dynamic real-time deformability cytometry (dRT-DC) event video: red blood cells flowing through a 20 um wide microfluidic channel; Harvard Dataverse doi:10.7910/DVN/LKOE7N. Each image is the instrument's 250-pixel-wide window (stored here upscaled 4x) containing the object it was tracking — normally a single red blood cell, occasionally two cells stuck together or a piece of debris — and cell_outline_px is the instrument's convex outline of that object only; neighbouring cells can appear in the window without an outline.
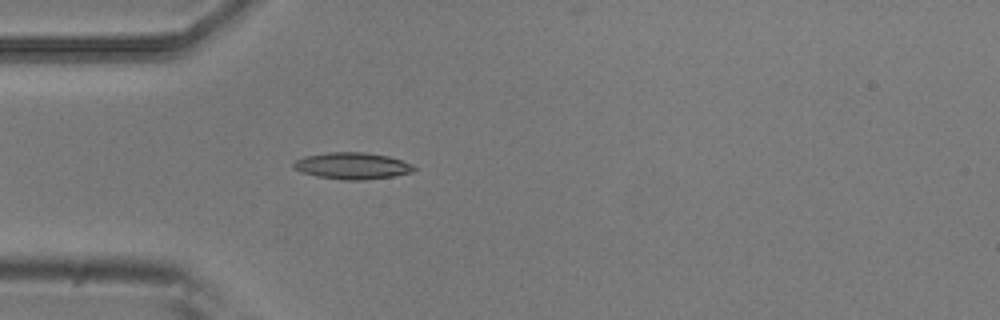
{"species": "common noctule bat (a hibernating species)", "species_latin": "Nyctalus noctula", "temperature_condition": "room temperature", "stored_images_in_passage": 5, "camera_frame_rate_fps": 3000, "um_per_image_px": 0.085, "animal": {"sex": "male", "body_mass_g": 20.5, "forearm_length_mm": 52.5}, "frame": {"image": 1, "passage_image": 5, "time_ms": 1.333, "image_size_px": [1000, 320], "cell_outline_px": [[416, 168], [412, 172], [396, 176], [364, 180], [344, 180], [316, 176], [300, 172], [292, 168], [292, 164], [296, 160], [304, 156], [328, 152], [364, 152], [388, 156], [412, 164]], "centroid_in_image_um": [29.92, 14.1], "position_along_channel_um": 55.1, "area_um2": 18.84}}